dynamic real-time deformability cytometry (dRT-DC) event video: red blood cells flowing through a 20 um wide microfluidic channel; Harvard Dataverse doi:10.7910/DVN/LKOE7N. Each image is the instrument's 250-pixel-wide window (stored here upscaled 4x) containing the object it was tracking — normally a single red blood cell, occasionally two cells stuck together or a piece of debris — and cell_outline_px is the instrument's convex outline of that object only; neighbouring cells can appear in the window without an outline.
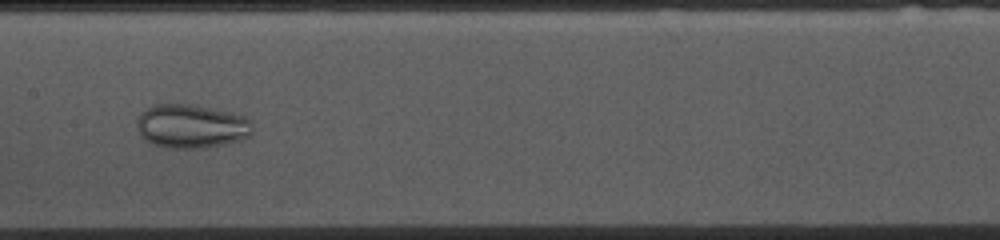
{"species": "common noctule bat (a hibernating species)", "species_latin": "Nyctalus noctula", "temperature_condition": "cold", "stored_images_in_passage": 52, "camera_frame_rate_fps": 3000, "um_per_image_px": 0.085, "animal": {"sex": "female", "body_mass_g": 10.0, "forearm_length_mm": 53.1}, "frame": {"image": 1, "passage_image": 24, "time_ms": 7.667, "image_size_px": [1000, 240], "cell_outline_px": [[252, 132], [244, 140], [204, 148], [168, 148], [152, 144], [144, 140], [140, 136], [136, 124], [136, 120], [152, 104], [192, 104], [232, 112], [244, 116], [252, 124]], "centroid_in_image_um": [16.26, 10.74], "position_along_channel_um": 191.1, "area_um2": 29.77}}
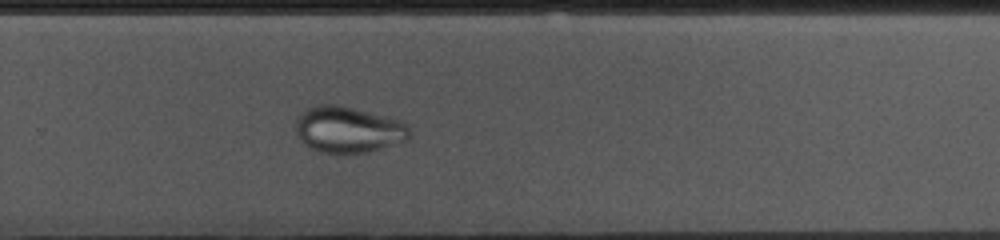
{"frame": {"image": 2, "passage_image": 33, "time_ms": 10.667, "image_size_px": [1000, 240], "cell_outline_px": [[412, 132], [408, 140], [368, 152], [320, 152], [304, 144], [300, 140], [296, 132], [296, 120], [308, 108], [316, 104], [336, 104], [400, 120], [408, 124]], "centroid_in_image_um": [29.63, 11.01], "position_along_channel_um": 300.2, "area_um2": 30.4}}
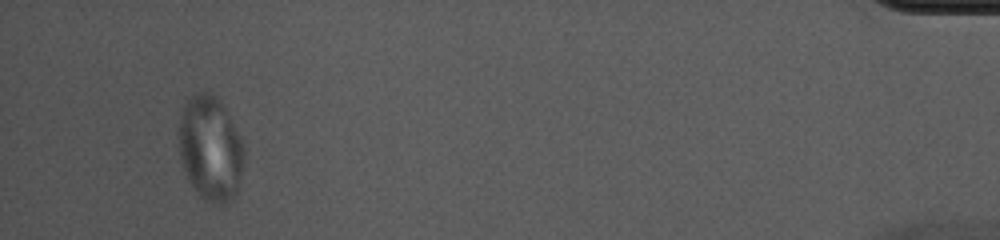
{"frame": {"image": 3, "passage_image": 49, "time_ms": 16.0, "image_size_px": [1000, 240], "cell_outline_px": [[244, 160], [240, 188], [236, 196], [232, 200], [224, 204], [212, 204], [204, 200], [200, 196], [188, 180], [180, 156], [180, 116], [184, 104], [188, 96], [200, 92], [208, 92], [216, 96], [220, 100], [236, 128], [240, 136], [244, 148]], "centroid_in_image_um": [17.92, 12.65], "position_along_channel_um": 417.3, "area_um2": 40.17}}